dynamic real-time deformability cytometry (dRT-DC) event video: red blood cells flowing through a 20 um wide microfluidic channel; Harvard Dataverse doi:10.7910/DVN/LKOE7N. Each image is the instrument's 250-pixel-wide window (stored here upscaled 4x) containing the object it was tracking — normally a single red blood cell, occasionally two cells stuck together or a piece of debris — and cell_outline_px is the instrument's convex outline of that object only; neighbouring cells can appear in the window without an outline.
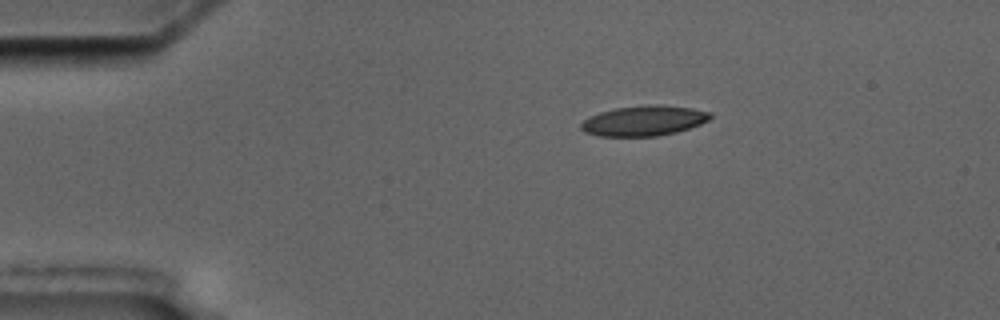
{"species": "common noctule bat (a hibernating species)", "species_latin": "Nyctalus noctula", "temperature_condition": "cold", "stored_images_in_passage": 2, "camera_frame_rate_fps": 3000, "um_per_image_px": 0.085, "animal": {"sex": "male", "body_mass_g": 17.5, "forearm_length_mm": 52.3}, "frame": {"image": 1, "passage_image": 1, "time_ms": 0.0, "image_size_px": [1000, 320], "cell_outline_px": [[712, 116], [708, 120], [700, 124], [676, 132], [656, 136], [600, 136], [584, 132], [580, 128], [580, 124], [588, 116], [600, 112], [616, 108], [648, 104], [660, 104], [692, 108], [712, 112]], "centroid_in_image_um": [54.72, 10.25], "position_along_channel_um": 30.3, "area_um2": 22.83}}